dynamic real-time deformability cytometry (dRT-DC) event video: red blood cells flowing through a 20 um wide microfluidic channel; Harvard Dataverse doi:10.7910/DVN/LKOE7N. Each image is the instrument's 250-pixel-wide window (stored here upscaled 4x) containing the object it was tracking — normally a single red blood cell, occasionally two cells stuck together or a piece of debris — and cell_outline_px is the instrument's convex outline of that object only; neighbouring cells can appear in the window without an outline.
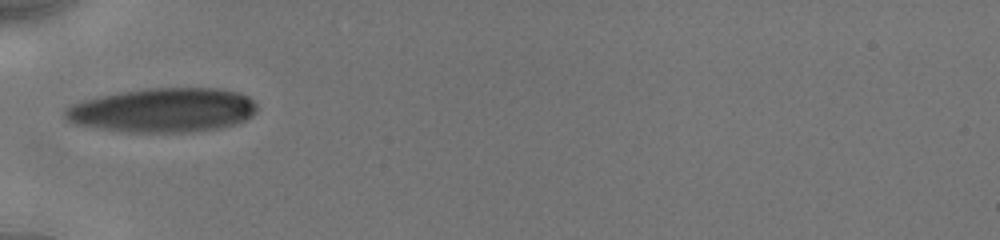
{"species": "human", "species_latin": "Homo sapiens", "temperature_condition": "cold", "stored_images_in_passage": 8, "camera_frame_rate_fps": 3000, "um_per_image_px": 0.085, "donor": {"sex": "male"}, "frame": {"image": 1, "passage_image": 1, "time_ms": 0.0, "image_size_px": [1000, 240], "cell_outline_px": [[256, 112], [252, 116], [236, 124], [220, 128], [188, 132], [128, 132], [72, 124], [64, 116], [64, 112], [72, 104], [84, 100], [100, 96], [120, 92], [148, 88], [220, 88], [240, 92], [248, 96], [256, 104]], "centroid_in_image_um": [13.89, 9.36], "position_along_channel_um": 71.1, "area_um2": 49.53}}
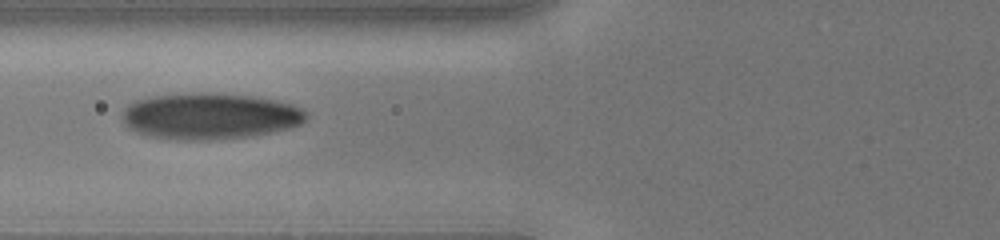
{"frame": {"image": 2, "passage_image": 7, "time_ms": 1.0, "image_size_px": [1000, 240], "cell_outline_px": [[308, 116], [300, 124], [288, 128], [272, 132], [252, 136], [208, 140], [176, 140], [148, 136], [136, 132], [128, 128], [124, 124], [120, 116], [124, 108], [128, 104], [136, 100], [152, 96], [188, 92], [220, 92], [252, 96], [276, 100], [292, 104], [304, 108], [308, 112]], "centroid_in_image_um": [17.81, 9.86], "position_along_channel_um": 108.0, "area_um2": 50.52}}